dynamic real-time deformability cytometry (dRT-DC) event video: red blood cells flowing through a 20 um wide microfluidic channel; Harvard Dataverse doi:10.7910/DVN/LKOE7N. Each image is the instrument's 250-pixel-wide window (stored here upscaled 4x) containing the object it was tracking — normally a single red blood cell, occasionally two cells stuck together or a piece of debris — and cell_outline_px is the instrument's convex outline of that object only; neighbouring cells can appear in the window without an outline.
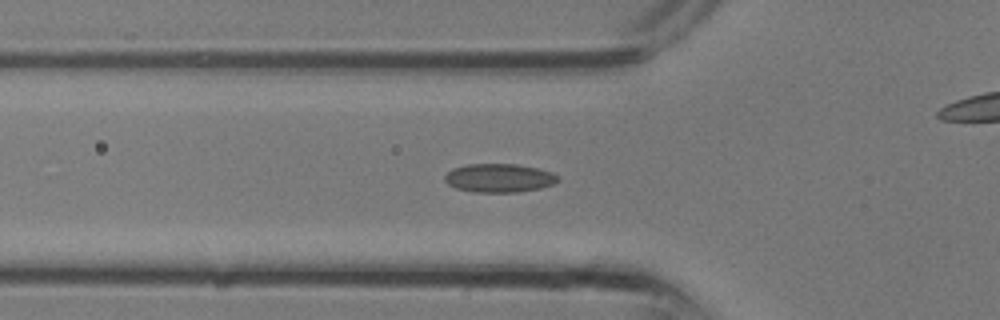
{"species": "common noctule bat (a hibernating species)", "species_latin": "Nyctalus noctula", "temperature_condition": "room temperature", "stored_images_in_passage": 22, "camera_frame_rate_fps": 3000, "um_per_image_px": 0.085, "animal": {"sex": "male", "body_mass_g": 13.3}, "frame": {"image": 1, "passage_image": 11, "time_ms": 3.333, "image_size_px": [1000, 320], "cell_outline_px": [[560, 180], [552, 184], [540, 188], [516, 192], [472, 192], [456, 188], [448, 184], [444, 180], [444, 176], [452, 168], [468, 164], [516, 164], [536, 168], [552, 172]], "centroid_in_image_um": [42.39, 15.13], "position_along_channel_um": 83.4, "area_um2": 18.79}}
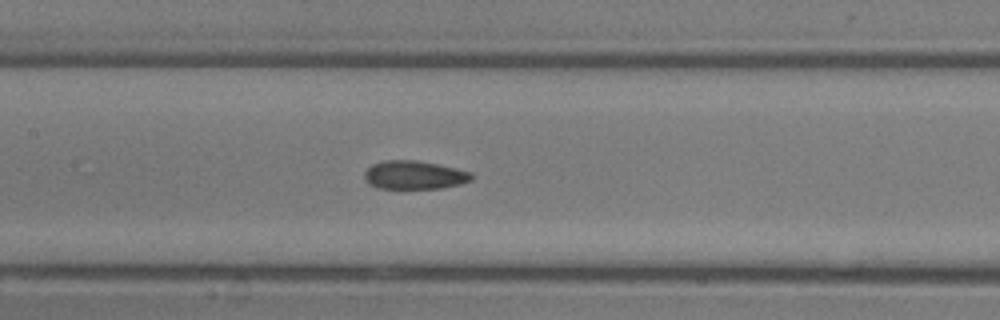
{"frame": {"image": 2, "passage_image": 15, "time_ms": 4.667, "image_size_px": [1000, 320], "cell_outline_px": [[472, 180], [460, 184], [440, 188], [376, 188], [368, 184], [364, 180], [364, 172], [372, 164], [384, 160], [416, 160], [456, 168], [472, 172]], "centroid_in_image_um": [35.18, 14.87], "position_along_channel_um": 172.2, "area_um2": 17.8}}
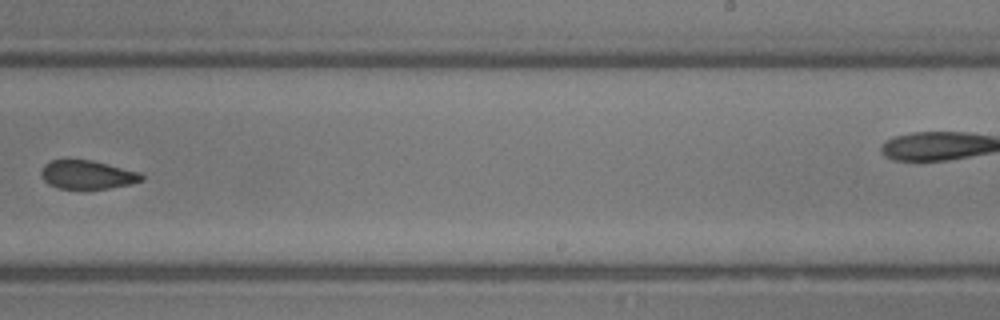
{"frame": {"image": 3, "passage_image": 20, "time_ms": 6.333, "image_size_px": [1000, 320], "cell_outline_px": [[144, 180], [128, 184], [108, 188], [56, 188], [48, 184], [44, 180], [40, 172], [44, 164], [52, 160], [92, 160], [140, 172], [144, 176]], "centroid_in_image_um": [7.41, 14.84], "position_along_channel_um": 281.6, "area_um2": 16.59}}